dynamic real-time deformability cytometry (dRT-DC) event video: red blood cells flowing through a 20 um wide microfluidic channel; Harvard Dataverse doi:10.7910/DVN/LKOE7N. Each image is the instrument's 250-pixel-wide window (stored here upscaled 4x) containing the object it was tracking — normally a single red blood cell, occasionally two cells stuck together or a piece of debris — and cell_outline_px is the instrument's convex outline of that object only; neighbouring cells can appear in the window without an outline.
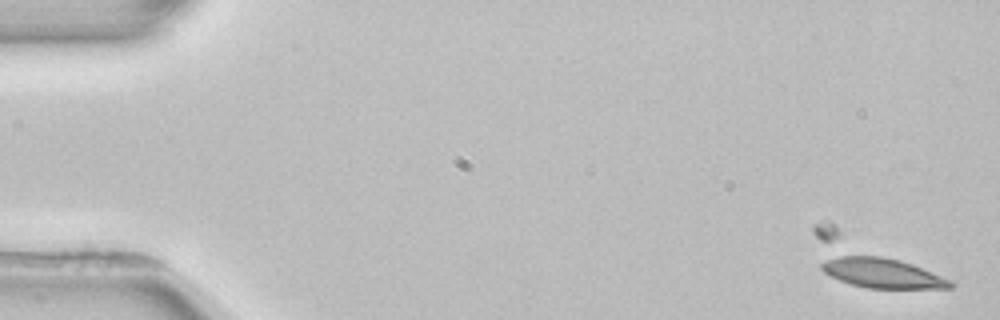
{"species": "common noctule bat (a hibernating species)", "species_latin": "Nyctalus noctula", "temperature_condition": "room temperature", "stored_images_in_passage": 5, "camera_frame_rate_fps": 3000, "um_per_image_px": 0.085, "animal": {"sex": "female", "body_mass_g": 22.7, "forearm_length_mm": 54.2}, "frame": {"image": 1, "passage_image": 2, "time_ms": 1.333, "image_size_px": [1000, 320], "cell_outline_px": [[956, 284], [952, 288], [868, 288], [852, 284], [840, 280], [824, 272], [820, 268], [820, 264], [824, 260], [840, 256], [880, 256], [900, 260], [912, 264], [952, 280]], "centroid_in_image_um": [75.03, 23.21], "position_along_channel_um": 10.0, "area_um2": 22.14}}